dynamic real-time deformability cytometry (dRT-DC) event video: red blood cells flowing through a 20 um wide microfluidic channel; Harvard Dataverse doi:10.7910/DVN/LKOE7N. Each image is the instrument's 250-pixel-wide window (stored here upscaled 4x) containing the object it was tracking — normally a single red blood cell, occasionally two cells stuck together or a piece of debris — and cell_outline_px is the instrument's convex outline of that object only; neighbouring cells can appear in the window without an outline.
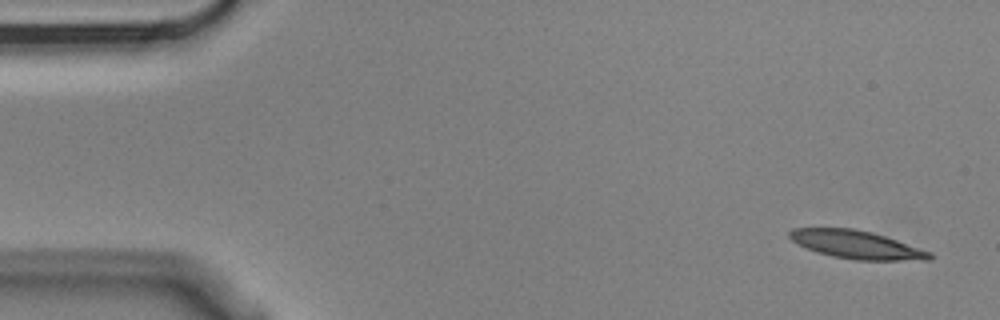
{"species": "Egyptian fruit bat (a non-hibernating species)", "species_latin": "Rousettus aegyptiacus", "temperature_condition": "cold", "stored_images_in_passage": 4, "camera_frame_rate_fps": 3000, "um_per_image_px": 0.085, "animal": {"sex": "male"}, "frame": {"image": 1, "passage_image": 1, "time_ms": 0.0, "image_size_px": [1000, 320], "cell_outline_px": [[932, 260], [856, 260], [832, 256], [808, 248], [792, 240], [788, 236], [788, 232], [792, 228], [852, 228], [872, 232], [932, 252]], "centroid_in_image_um": [72.82, 20.79], "position_along_channel_um": 12.2, "area_um2": 22.66}}